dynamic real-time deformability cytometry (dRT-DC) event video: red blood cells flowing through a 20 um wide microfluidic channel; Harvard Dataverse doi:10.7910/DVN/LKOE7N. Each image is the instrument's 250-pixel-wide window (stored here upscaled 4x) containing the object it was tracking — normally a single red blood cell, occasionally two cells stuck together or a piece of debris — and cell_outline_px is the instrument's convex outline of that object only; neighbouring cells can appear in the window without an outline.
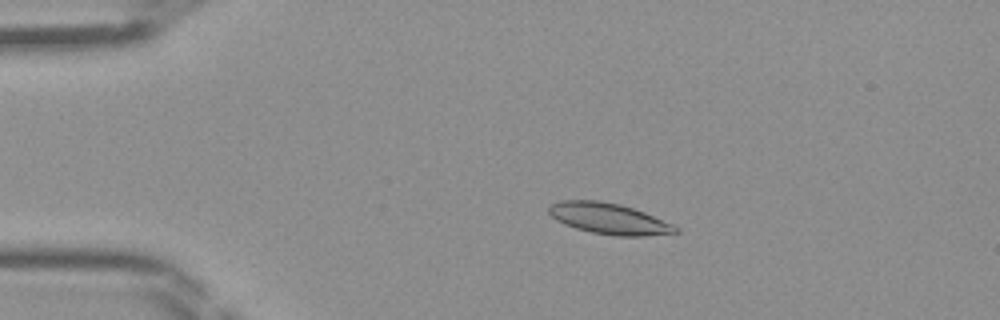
{"species": "Egyptian fruit bat (a non-hibernating species)", "species_latin": "Rousettus aegyptiacus", "temperature_condition": "room temperature", "stored_images_in_passage": 46, "camera_frame_rate_fps": 3000, "um_per_image_px": 0.085, "frame": {"image": 1, "passage_image": 10, "time_ms": 3.0, "image_size_px": [1000, 320], "cell_outline_px": [[680, 232], [644, 236], [616, 236], [592, 232], [576, 228], [564, 224], [556, 220], [548, 212], [548, 208], [552, 204], [560, 200], [600, 200], [620, 204], [644, 212], [672, 224], [680, 228]], "centroid_in_image_um": [51.76, 18.58], "position_along_channel_um": 33.2, "area_um2": 22.83}}
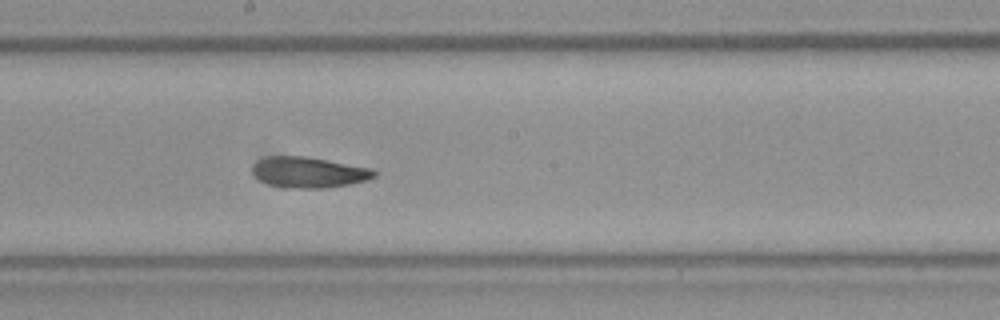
{"frame": {"image": 2, "passage_image": 26, "time_ms": 8.333, "image_size_px": [1000, 320], "cell_outline_px": [[376, 176], [368, 180], [348, 184], [324, 188], [288, 188], [268, 184], [260, 180], [252, 172], [252, 168], [256, 160], [268, 156], [308, 156], [368, 168], [376, 172]], "centroid_in_image_um": [26.2, 14.64], "position_along_channel_um": 222.0, "area_um2": 21.73}}
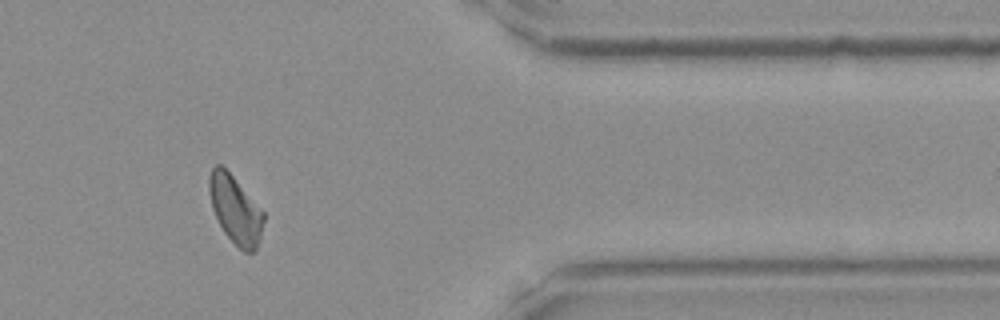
{"frame": {"image": 3, "passage_image": 39, "time_ms": 12.667, "image_size_px": [1000, 320], "cell_outline_px": [[264, 220], [260, 240], [256, 252], [244, 252], [224, 232], [212, 208], [208, 188], [208, 180], [212, 168], [216, 164], [220, 164], [232, 176], [264, 212]], "centroid_in_image_um": [20.01, 17.84], "position_along_channel_um": 391.4, "area_um2": 21.21}}